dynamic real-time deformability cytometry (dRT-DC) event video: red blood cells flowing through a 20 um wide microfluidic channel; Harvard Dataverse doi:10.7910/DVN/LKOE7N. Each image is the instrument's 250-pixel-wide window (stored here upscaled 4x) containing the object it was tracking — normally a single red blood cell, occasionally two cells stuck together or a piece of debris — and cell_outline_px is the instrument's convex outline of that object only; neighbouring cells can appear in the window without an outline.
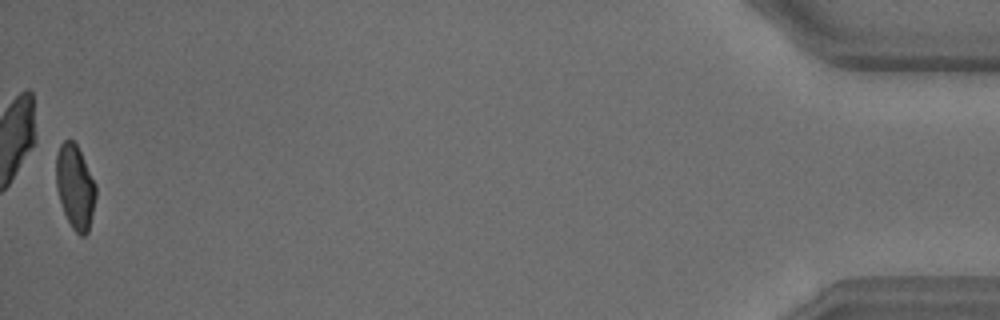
{"species": "common noctule bat (a hibernating species)", "species_latin": "Nyctalus noctula", "temperature_condition": "warm", "stored_images_in_passage": 34, "camera_frame_rate_fps": 3000, "um_per_image_px": 0.085, "animal": {"sex": "male", "body_mass_g": 18.8}, "frame": {"image": 1, "passage_image": 34, "time_ms": 11.0, "image_size_px": [1000, 320], "cell_outline_px": [[96, 196], [88, 232], [84, 236], [80, 236], [72, 228], [64, 212], [56, 188], [56, 156], [60, 144], [64, 140], [72, 140], [76, 144], [96, 184]], "centroid_in_image_um": [6.38, 15.88], "position_along_channel_um": 428.8, "area_um2": 19.31}, "authors_computed_cell_mechanics": {"area_um2": 20.7502, "velocity_mm_per_s": 4.2747, "shape_relaxation_time_tau1_ms": 4.6776, "shape_relaxation_time_tau2_ms": 1.5148, "deformation_change_tau1": 0.1614, "deformation_change_tau2": 0.068}}